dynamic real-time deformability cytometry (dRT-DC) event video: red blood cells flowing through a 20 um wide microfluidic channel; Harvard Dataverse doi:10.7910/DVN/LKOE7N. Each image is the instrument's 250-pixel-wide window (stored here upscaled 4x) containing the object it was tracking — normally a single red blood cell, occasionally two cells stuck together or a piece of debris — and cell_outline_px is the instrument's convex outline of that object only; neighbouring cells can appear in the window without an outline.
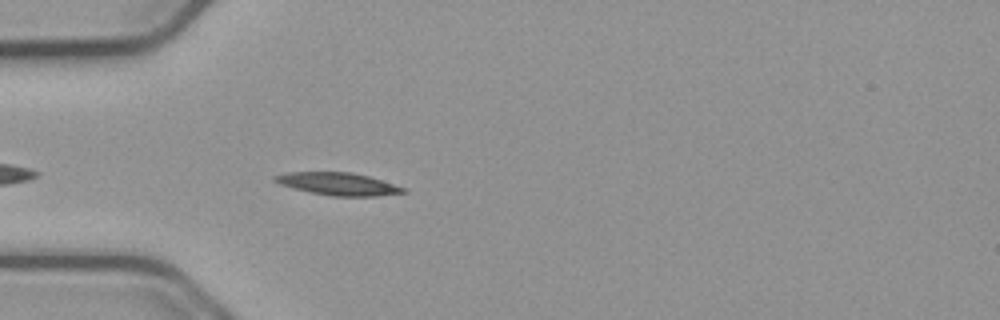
{"species": "common noctule bat (a hibernating species)", "species_latin": "Nyctalus noctula", "temperature_condition": "cold", "stored_images_in_passage": 44, "camera_frame_rate_fps": 3000, "um_per_image_px": 0.085, "animal": {"sex": "male", "body_mass_g": 23.1, "forearm_length_mm": 52.7}, "frame": {"image": 1, "passage_image": 5, "time_ms": 1.333, "image_size_px": [1000, 320], "cell_outline_px": [[408, 192], [376, 196], [332, 196], [292, 188], [280, 184], [272, 180], [272, 176], [288, 172], [352, 172], [368, 176], [404, 188]], "centroid_in_image_um": [28.69, 15.63], "position_along_channel_um": 56.3, "area_um2": 16.7}}
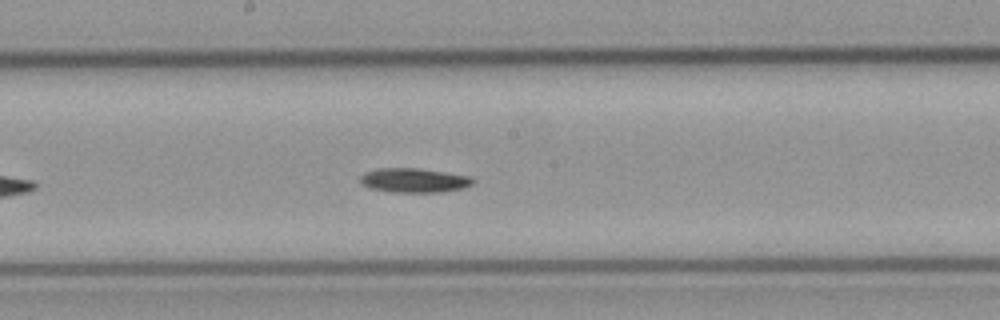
{"frame": {"image": 2, "passage_image": 18, "time_ms": 5.667, "image_size_px": [1000, 320], "cell_outline_px": [[476, 180], [472, 184], [464, 188], [444, 192], [392, 192], [372, 188], [360, 184], [360, 176], [364, 172], [376, 168], [416, 168], [472, 176]], "centroid_in_image_um": [35.21, 15.32], "position_along_channel_um": 213.0, "area_um2": 16.13}}
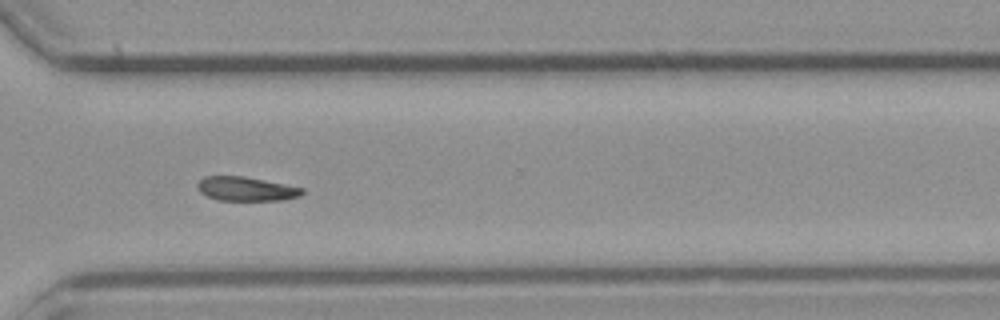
{"frame": {"image": 3, "passage_image": 29, "time_ms": 9.333, "image_size_px": [1000, 320], "cell_outline_px": [[304, 192], [300, 196], [284, 200], [216, 200], [200, 192], [196, 184], [204, 176], [244, 176], [304, 188]], "centroid_in_image_um": [20.92, 16.05], "position_along_channel_um": 349.7, "area_um2": 14.68}, "authors_computed_cell_mechanics": {"area_um2": 15.4904, "velocity_mm_per_s": 3.7377, "shape_relaxation_time_tau1_ms": 7.8427, "shape_relaxation_time_tau2_ms": null, "deformation_change_tau1": 0.1393, "deformation_change_tau2": null}}